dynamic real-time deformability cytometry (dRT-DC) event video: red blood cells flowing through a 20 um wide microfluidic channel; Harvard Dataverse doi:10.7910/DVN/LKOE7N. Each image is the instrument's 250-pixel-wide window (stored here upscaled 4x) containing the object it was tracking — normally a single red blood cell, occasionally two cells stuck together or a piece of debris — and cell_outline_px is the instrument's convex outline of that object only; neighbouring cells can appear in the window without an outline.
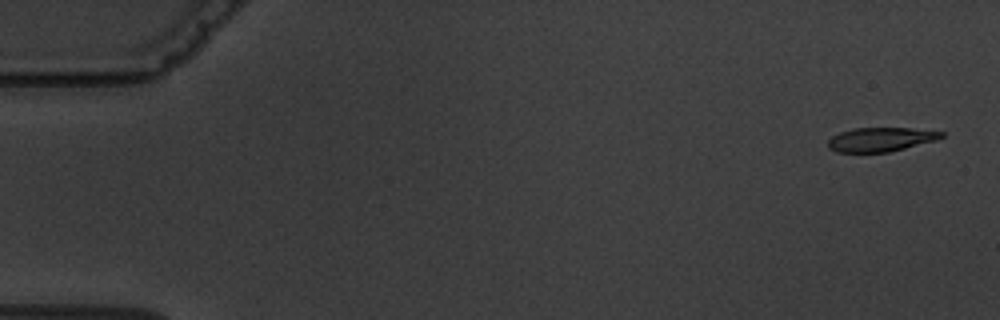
{"species": "common noctule bat (a hibernating species)", "species_latin": "Nyctalus noctula", "temperature_condition": "warm", "stored_images_in_passage": 5, "camera_frame_rate_fps": 3000, "um_per_image_px": 0.085, "animal": {"sex": "male", "body_mass_g": 19.5, "forearm_length_mm": 54.6}, "frame": {"image": 1, "passage_image": 1, "time_ms": 0.0, "image_size_px": [1000, 320], "cell_outline_px": [[944, 136], [936, 140], [888, 152], [836, 152], [828, 148], [828, 140], [832, 136], [840, 132], [852, 128], [912, 128], [944, 132]], "centroid_in_image_um": [74.83, 11.85], "position_along_channel_um": 10.2, "area_um2": 15.84}}
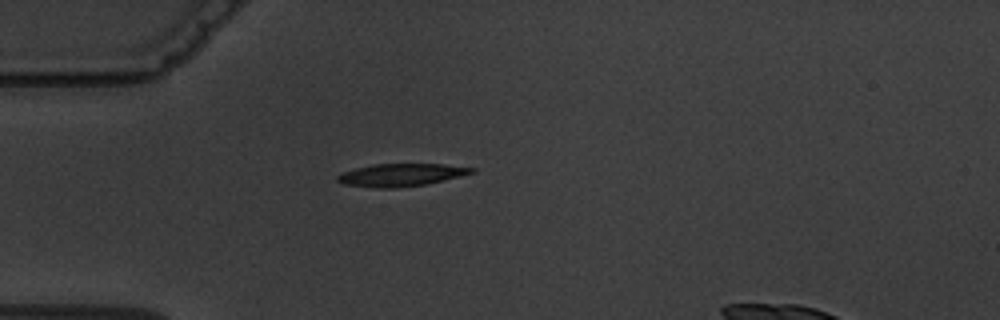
{"frame": {"image": 2, "passage_image": 5, "time_ms": 4.667, "image_size_px": [1000, 320], "cell_outline_px": [[476, 172], [460, 176], [424, 184], [392, 188], [380, 188], [344, 184], [336, 180], [336, 176], [344, 172], [356, 168], [372, 164], [444, 164], [476, 168]], "centroid_in_image_um": [34.09, 14.86], "position_along_channel_um": 50.9, "area_um2": 17.46}}